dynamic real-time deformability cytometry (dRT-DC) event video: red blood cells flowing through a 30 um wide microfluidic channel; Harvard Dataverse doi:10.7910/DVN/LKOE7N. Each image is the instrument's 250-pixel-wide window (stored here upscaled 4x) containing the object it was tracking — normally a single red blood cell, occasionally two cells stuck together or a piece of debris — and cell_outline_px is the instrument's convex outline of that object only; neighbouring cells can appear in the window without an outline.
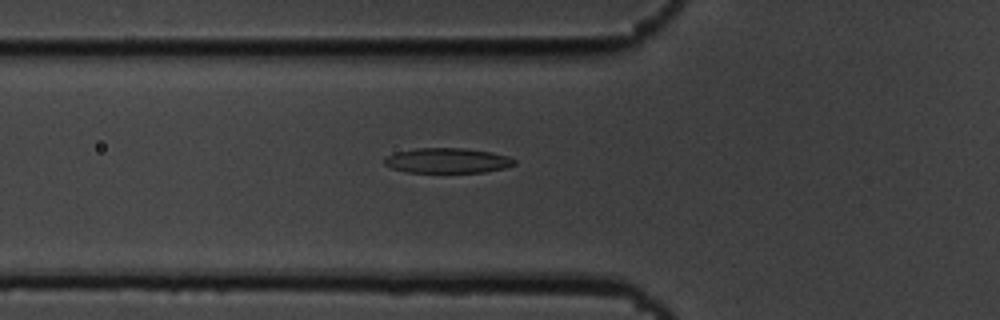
{"species": "common noctule bat (a hibernating species)", "species_latin": "Nyctalus noctula", "temperature_condition": "cold", "stored_images_in_passage": 44, "camera_frame_rate_fps": 3000, "um_per_image_px": 0.085, "animal": {"sex": "male", "body_mass_g": 19.5, "forearm_length_mm": 54.6}, "frame": {"image": 1, "passage_image": 8, "time_ms": 2.333, "image_size_px": [1000, 320], "cell_outline_px": [[516, 164], [504, 168], [484, 172], [408, 172], [392, 168], [384, 164], [384, 160], [388, 156], [396, 152], [416, 148], [464, 148], [492, 152], [508, 156], [516, 160]], "centroid_in_image_um": [38.05, 13.64], "position_along_channel_um": 87.7, "area_um2": 18.9}}
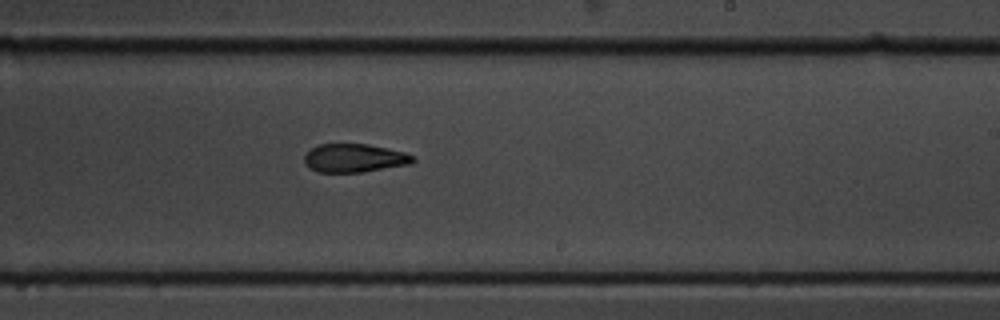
{"frame": {"image": 2, "passage_image": 22, "time_ms": 7.0, "image_size_px": [1000, 320], "cell_outline_px": [[416, 160], [412, 164], [360, 172], [316, 172], [308, 168], [304, 164], [304, 156], [316, 144], [368, 144], [388, 148], [404, 152], [416, 156]], "centroid_in_image_um": [30.13, 13.44], "position_along_channel_um": 258.9, "area_um2": 18.21}}
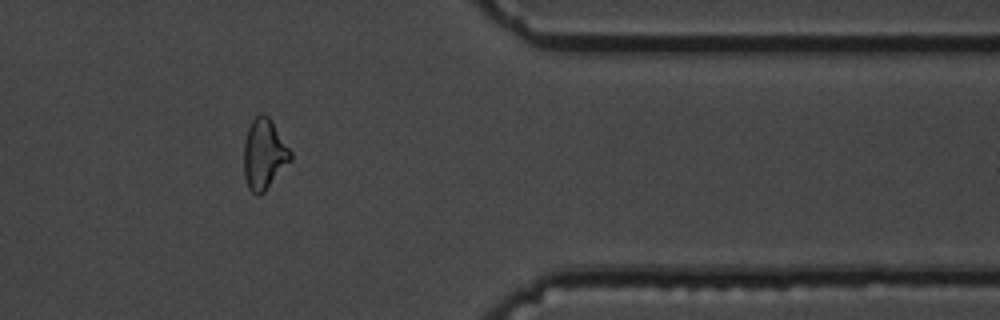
{"frame": {"image": 3, "passage_image": 34, "time_ms": 11.0, "image_size_px": [1000, 320], "cell_outline_px": [[292, 160], [264, 192], [260, 196], [256, 196], [248, 188], [244, 176], [244, 140], [248, 128], [252, 120], [260, 112], [268, 116], [272, 120], [292, 152]], "centroid_in_image_um": [22.45, 13.11], "position_along_channel_um": 388.9, "area_um2": 19.42}, "authors_computed_cell_mechanics": {"area_um2": 18.8717, "velocity_mm_per_s": 3.6629, "shape_relaxation_time_tau1_ms": 6.8541, "shape_relaxation_time_tau2_ms": 1.7747, "deformation_change_tau1": 0.2011, "deformation_change_tau2": 0.0869}}